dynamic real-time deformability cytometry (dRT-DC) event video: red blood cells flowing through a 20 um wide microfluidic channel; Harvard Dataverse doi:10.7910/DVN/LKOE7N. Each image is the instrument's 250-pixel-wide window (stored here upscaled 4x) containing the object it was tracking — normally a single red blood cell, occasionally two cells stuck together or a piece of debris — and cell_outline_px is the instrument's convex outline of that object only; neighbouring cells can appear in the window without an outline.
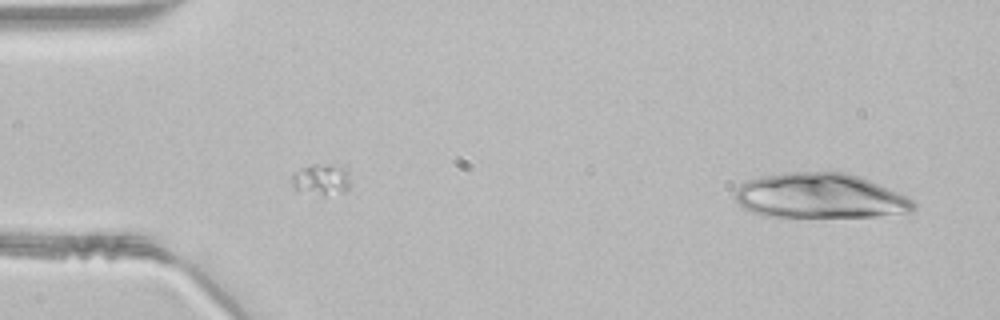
{"species": "common noctule bat (a hibernating species)", "species_latin": "Nyctalus noctula", "temperature_condition": "room temperature", "stored_images_in_passage": 10, "segment_of_instrument_passage": [2, 2], "camera_frame_rate_fps": 3000, "um_per_image_px": 0.085, "animal": {"sex": "male", "body_mass_g": 21.5, "forearm_length_mm": 52.0}, "frame": {"image": 1, "passage_image": 10, "time_ms": 3.0, "image_size_px": [1000, 320], "cell_outline_px": [[916, 208], [912, 212], [876, 216], [764, 216], [752, 212], [744, 208], [736, 200], [736, 188], [740, 184], [748, 180], [764, 176], [788, 172], [844, 172], [860, 176], [896, 192], [912, 200], [916, 204]], "centroid_in_image_um": [69.7, 16.65], "position_along_channel_um": 15.3, "area_um2": 46.3}}